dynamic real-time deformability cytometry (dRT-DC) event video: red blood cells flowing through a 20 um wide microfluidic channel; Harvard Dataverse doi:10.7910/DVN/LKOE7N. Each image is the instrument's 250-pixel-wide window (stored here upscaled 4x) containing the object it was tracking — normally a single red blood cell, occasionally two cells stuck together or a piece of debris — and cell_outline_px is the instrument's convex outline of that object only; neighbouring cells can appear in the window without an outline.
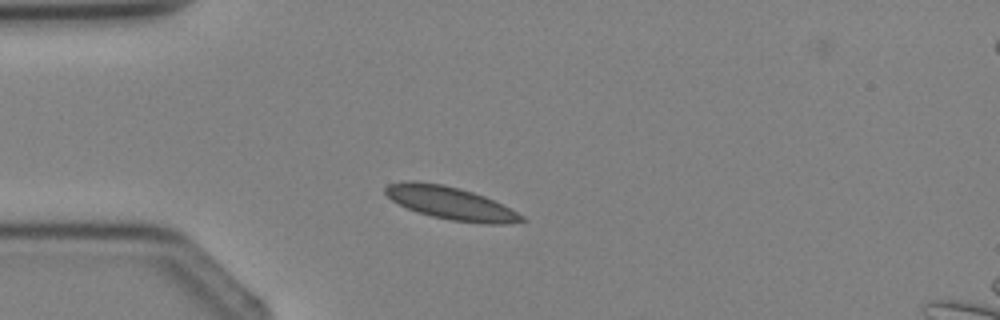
{"species": "Egyptian fruit bat (a non-hibernating species)", "species_latin": "Rousettus aegyptiacus", "temperature_condition": "cold", "stored_images_in_passage": 2, "camera_frame_rate_fps": 3000, "um_per_image_px": 0.085, "animal": {"sex": "female"}, "frame": {"image": 1, "passage_image": 1, "time_ms": 0.0, "image_size_px": [1000, 320], "cell_outline_px": [[528, 220], [508, 224], [484, 224], [452, 220], [432, 216], [416, 212], [392, 200], [384, 192], [384, 188], [388, 184], [408, 180], [416, 180], [444, 184], [460, 188], [484, 196], [524, 216]], "centroid_in_image_um": [38.28, 17.25], "position_along_channel_um": 46.7, "area_um2": 26.01}}